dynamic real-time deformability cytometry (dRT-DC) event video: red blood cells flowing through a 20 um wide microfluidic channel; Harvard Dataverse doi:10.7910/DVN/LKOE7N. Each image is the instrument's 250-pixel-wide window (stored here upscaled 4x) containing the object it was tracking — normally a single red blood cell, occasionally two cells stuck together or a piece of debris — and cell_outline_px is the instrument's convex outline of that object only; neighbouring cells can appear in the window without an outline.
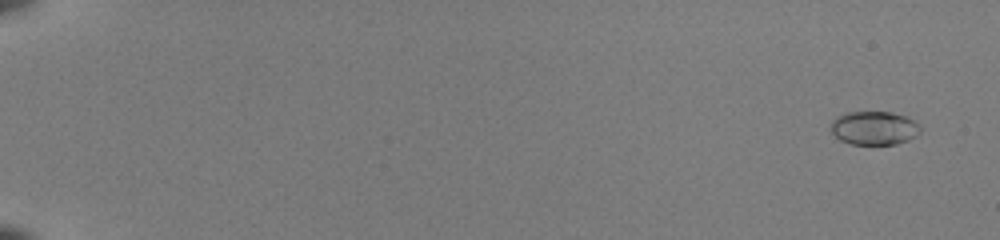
{"species": "common noctule bat (a hibernating species)", "species_latin": "Nyctalus noctula", "temperature_condition": "room temperature", "stored_images_in_passage": 54, "camera_frame_rate_fps": 3000, "um_per_image_px": 0.085, "animal": {"sex": "female", "body_mass_g": 22.0, "forearm_length_mm": 56.7}, "frame": {"image": 1, "passage_image": 3, "time_ms": 0.667, "image_size_px": [1000, 240], "cell_outline_px": [[920, 132], [916, 136], [908, 140], [896, 144], [848, 144], [840, 140], [832, 132], [832, 120], [836, 116], [844, 112], [892, 112], [908, 116], [920, 124]], "centroid_in_image_um": [74.32, 10.87], "position_along_channel_um": 10.7, "area_um2": 17.74}}
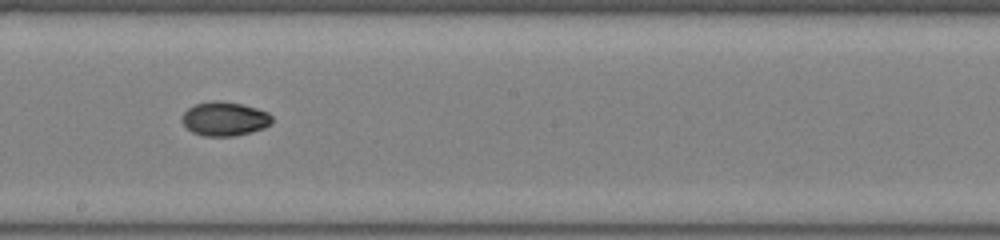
{"frame": {"image": 2, "passage_image": 34, "time_ms": 11.0, "image_size_px": [1000, 240], "cell_outline_px": [[272, 124], [264, 128], [252, 132], [232, 136], [204, 136], [192, 132], [180, 120], [184, 112], [188, 108], [196, 104], [212, 100], [220, 100], [240, 104], [256, 108], [268, 112], [272, 116]], "centroid_in_image_um": [19.1, 10.1], "position_along_channel_um": 229.1, "area_um2": 17.92}}
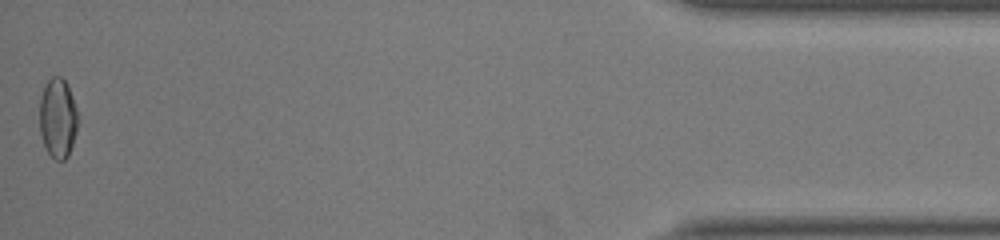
{"frame": {"image": 3, "passage_image": 54, "time_ms": 17.667, "image_size_px": [1000, 240], "cell_outline_px": [[76, 132], [68, 156], [64, 160], [56, 160], [48, 152], [44, 144], [40, 132], [40, 96], [48, 80], [52, 76], [60, 76], [68, 84], [76, 108]], "centroid_in_image_um": [4.9, 10.02], "position_along_channel_um": 430.3, "area_um2": 17.51}, "authors_computed_cell_mechanics": {"area_um2": 17.4845, "velocity_mm_per_s": 4.0325, "shape_relaxation_time_tau1_ms": 3.8247, "shape_relaxation_time_tau2_ms": 9.3735, "deformation_change_tau1": 0.1456, "deformation_change_tau2": 0.069}}